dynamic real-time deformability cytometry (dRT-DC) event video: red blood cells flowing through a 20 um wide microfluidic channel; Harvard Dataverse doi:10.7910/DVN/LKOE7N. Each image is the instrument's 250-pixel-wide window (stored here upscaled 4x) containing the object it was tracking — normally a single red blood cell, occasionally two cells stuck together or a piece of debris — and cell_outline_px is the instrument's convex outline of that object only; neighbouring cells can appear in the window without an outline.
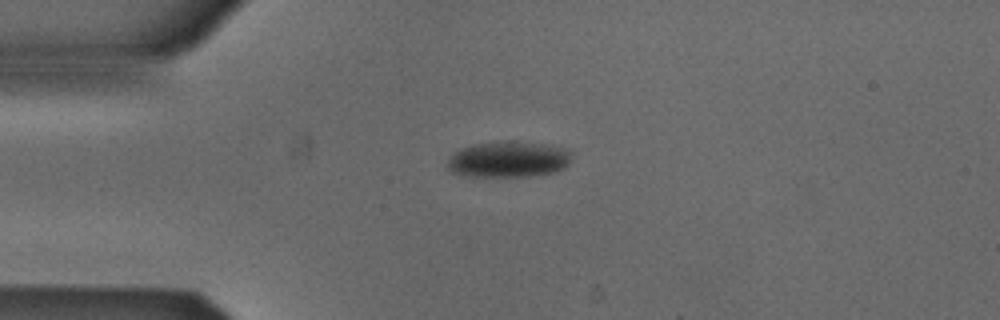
{"species": "Egyptian fruit bat (a non-hibernating species)", "species_latin": "Rousettus aegyptiacus", "temperature_condition": "cold", "stored_images_in_passage": 3, "camera_frame_rate_fps": 3000, "um_per_image_px": 0.085, "animal": {"sex": "male"}, "frame": {"image": 1, "passage_image": 1, "time_ms": 0.0, "image_size_px": [1000, 320], "cell_outline_px": [[572, 156], [568, 164], [564, 168], [556, 172], [528, 176], [464, 176], [448, 172], [448, 160], [452, 152], [472, 144], [504, 140], [512, 140], [544, 144], [564, 148], [572, 152]], "centroid_in_image_um": [43.19, 13.53], "position_along_channel_um": 41.8, "area_um2": 26.53}}